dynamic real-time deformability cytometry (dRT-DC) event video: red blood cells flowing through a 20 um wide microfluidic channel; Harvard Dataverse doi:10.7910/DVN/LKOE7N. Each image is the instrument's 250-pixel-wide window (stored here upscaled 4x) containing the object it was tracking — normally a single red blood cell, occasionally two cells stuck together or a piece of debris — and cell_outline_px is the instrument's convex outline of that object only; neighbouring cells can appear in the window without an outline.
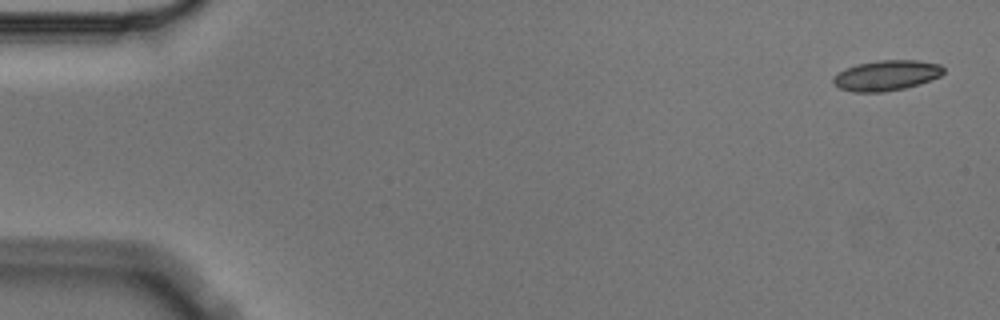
{"species": "Egyptian fruit bat (a non-hibernating species)", "species_latin": "Rousettus aegyptiacus", "temperature_condition": "cold", "stored_images_in_passage": 5, "camera_frame_rate_fps": 3000, "um_per_image_px": 0.085, "animal": {"sex": "male"}, "frame": {"image": 1, "passage_image": 1, "time_ms": 0.0, "image_size_px": [1000, 320], "cell_outline_px": [[944, 72], [940, 76], [920, 84], [904, 88], [884, 92], [852, 92], [840, 88], [832, 84], [832, 76], [844, 68], [856, 64], [876, 60], [916, 60], [940, 64], [944, 68]], "centroid_in_image_um": [75.3, 6.41], "position_along_channel_um": 9.7, "area_um2": 19.77}}
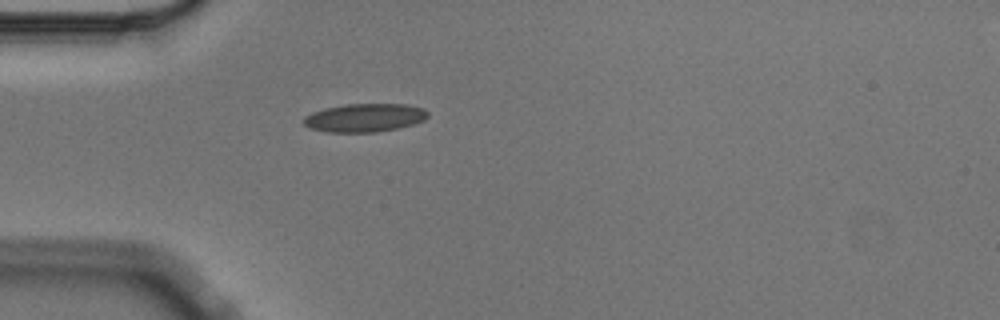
{"frame": {"image": 2, "passage_image": 5, "time_ms": 1.333, "image_size_px": [1000, 320], "cell_outline_px": [[428, 116], [424, 120], [412, 124], [396, 128], [376, 132], [328, 132], [308, 128], [304, 124], [304, 116], [312, 112], [324, 108], [344, 104], [404, 104], [424, 108], [428, 112]], "centroid_in_image_um": [30.97, 10.0], "position_along_channel_um": 54.0, "area_um2": 20.52}}